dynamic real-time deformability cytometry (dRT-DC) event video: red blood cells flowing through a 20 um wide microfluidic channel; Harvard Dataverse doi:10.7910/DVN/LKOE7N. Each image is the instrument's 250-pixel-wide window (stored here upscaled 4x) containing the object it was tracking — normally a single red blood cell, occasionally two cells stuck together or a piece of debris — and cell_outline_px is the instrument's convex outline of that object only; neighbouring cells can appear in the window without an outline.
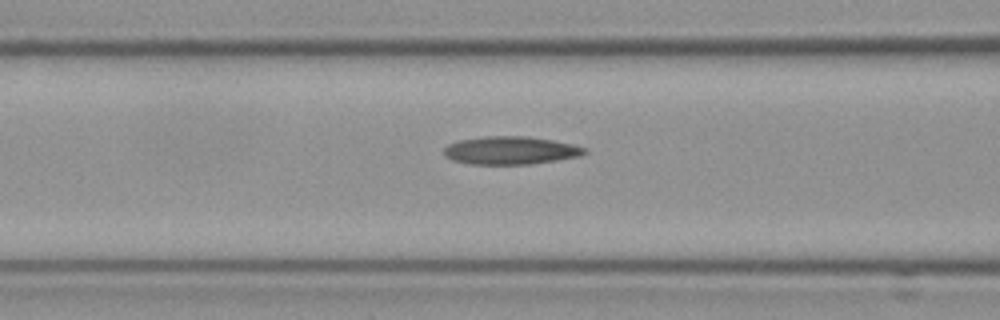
{"species": "Egyptian fruit bat (a non-hibernating species)", "species_latin": "Rousettus aegyptiacus", "temperature_condition": "cold", "stored_images_in_passage": 26, "camera_frame_rate_fps": 3000, "um_per_image_px": 0.085, "frame": {"image": 1, "passage_image": 17, "time_ms": 5.333, "image_size_px": [1000, 320], "cell_outline_px": [[588, 152], [580, 156], [556, 160], [528, 164], [468, 164], [452, 160], [444, 156], [444, 148], [448, 144], [460, 140], [484, 136], [528, 136], [552, 140], [572, 144], [588, 148]], "centroid_in_image_um": [43.4, 12.78], "position_along_channel_um": 123.2, "area_um2": 23.0}}
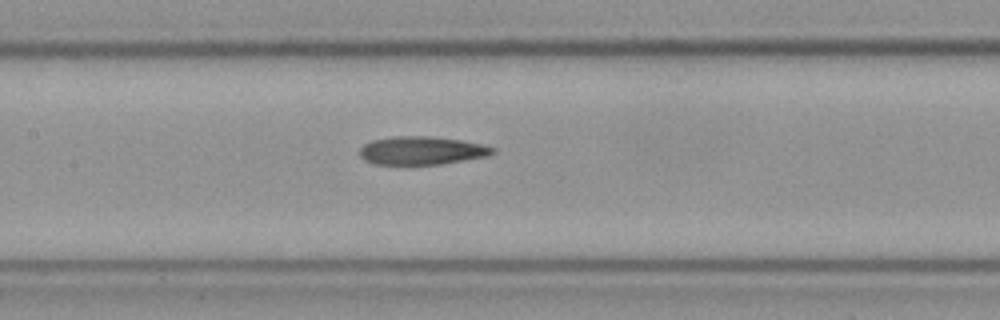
{"frame": {"image": 2, "passage_image": 21, "time_ms": 6.667, "image_size_px": [1000, 320], "cell_outline_px": [[496, 152], [488, 156], [440, 164], [372, 164], [364, 160], [360, 156], [360, 148], [364, 144], [372, 140], [392, 136], [428, 136], [464, 140], [484, 144], [496, 148]], "centroid_in_image_um": [35.87, 12.79], "position_along_channel_um": 171.5, "area_um2": 22.08}}
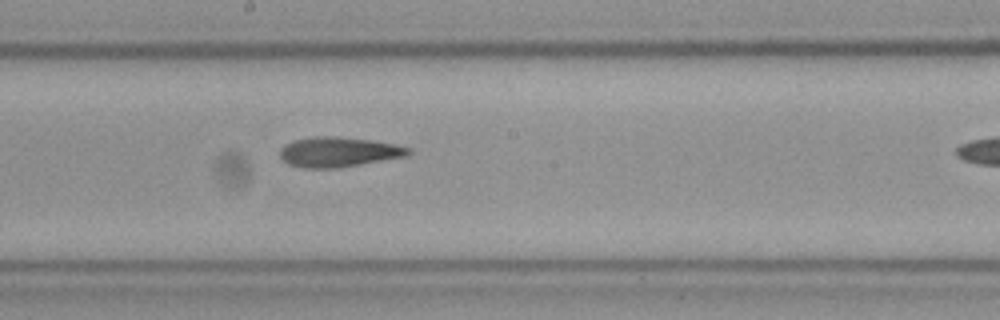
{"frame": {"image": 3, "passage_image": 25, "time_ms": 8.0, "image_size_px": [1000, 320], "cell_outline_px": [[412, 152], [408, 156], [336, 168], [300, 168], [288, 164], [280, 156], [280, 148], [284, 144], [292, 140], [316, 136], [336, 136], [372, 140], [396, 144], [412, 148]], "centroid_in_image_um": [28.78, 12.91], "position_along_channel_um": 219.4, "area_um2": 22.66}}